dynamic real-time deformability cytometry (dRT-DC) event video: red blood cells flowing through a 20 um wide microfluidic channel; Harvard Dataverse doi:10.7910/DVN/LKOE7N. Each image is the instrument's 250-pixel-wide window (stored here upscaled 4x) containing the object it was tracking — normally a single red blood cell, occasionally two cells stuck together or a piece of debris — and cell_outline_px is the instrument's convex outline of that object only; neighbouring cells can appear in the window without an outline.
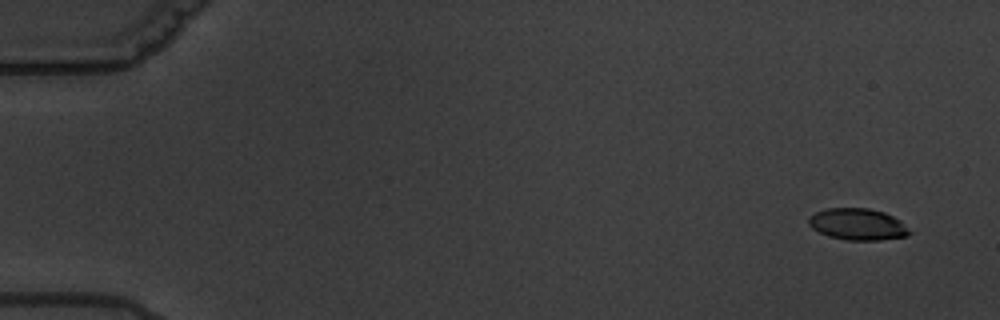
{"species": "common noctule bat (a hibernating species)", "species_latin": "Nyctalus noctula", "temperature_condition": "warm", "stored_images_in_passage": 6, "camera_frame_rate_fps": 3000, "um_per_image_px": 0.085, "animal": {"sex": "male", "body_mass_g": 19.5, "forearm_length_mm": 54.6}, "frame": {"image": 1, "passage_image": 1, "time_ms": 0.0, "image_size_px": [1000, 320], "cell_outline_px": [[912, 232], [908, 236], [880, 240], [848, 240], [828, 236], [812, 228], [808, 224], [808, 220], [816, 212], [828, 208], [868, 208], [884, 212], [900, 220]], "centroid_in_image_um": [72.93, 19.07], "position_along_channel_um": 12.1, "area_um2": 18.5}}
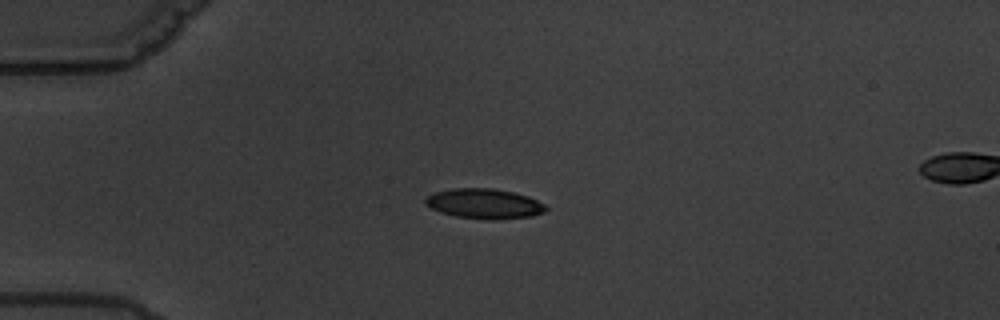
{"frame": {"image": 2, "passage_image": 4, "time_ms": 4.333, "image_size_px": [1000, 320], "cell_outline_px": [[548, 208], [544, 212], [532, 216], [500, 220], [492, 220], [456, 216], [440, 212], [424, 204], [424, 200], [428, 196], [436, 192], [452, 188], [492, 188], [512, 192], [528, 196], [544, 204]], "centroid_in_image_um": [41.17, 17.32], "position_along_channel_um": 43.8, "area_um2": 21.04}}